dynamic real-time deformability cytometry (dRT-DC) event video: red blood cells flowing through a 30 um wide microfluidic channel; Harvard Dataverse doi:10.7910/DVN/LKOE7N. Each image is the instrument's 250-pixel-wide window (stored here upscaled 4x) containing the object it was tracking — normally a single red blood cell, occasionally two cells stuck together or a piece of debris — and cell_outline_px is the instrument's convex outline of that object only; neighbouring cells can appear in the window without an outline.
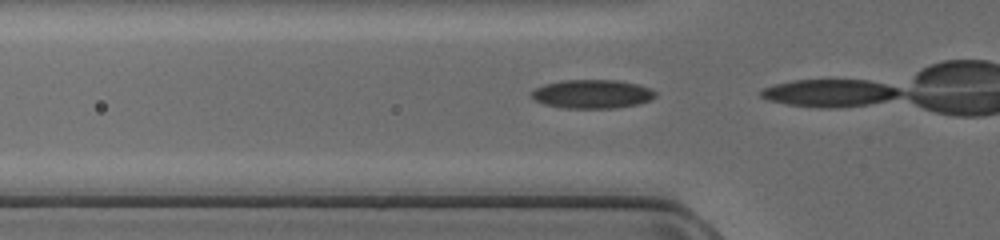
{"species": "common noctule bat (a hibernating species)", "species_latin": "Nyctalus noctula", "temperature_condition": "cold", "stored_images_in_passage": 13, "camera_frame_rate_fps": 3000, "um_per_image_px": 0.085, "animal": {"sex": "female", "body_mass_g": 17.0, "forearm_length_mm": 48.0}, "frame": {"image": 1, "passage_image": 12, "time_ms": 3.667, "image_size_px": [1000, 240], "cell_outline_px": [[656, 96], [640, 104], [616, 108], [564, 108], [544, 104], [536, 100], [532, 96], [532, 92], [536, 88], [544, 84], [560, 80], [620, 80], [636, 84], [648, 88], [656, 92]], "centroid_in_image_um": [50.34, 7.99], "position_along_channel_um": 75.5, "area_um2": 20.69}}